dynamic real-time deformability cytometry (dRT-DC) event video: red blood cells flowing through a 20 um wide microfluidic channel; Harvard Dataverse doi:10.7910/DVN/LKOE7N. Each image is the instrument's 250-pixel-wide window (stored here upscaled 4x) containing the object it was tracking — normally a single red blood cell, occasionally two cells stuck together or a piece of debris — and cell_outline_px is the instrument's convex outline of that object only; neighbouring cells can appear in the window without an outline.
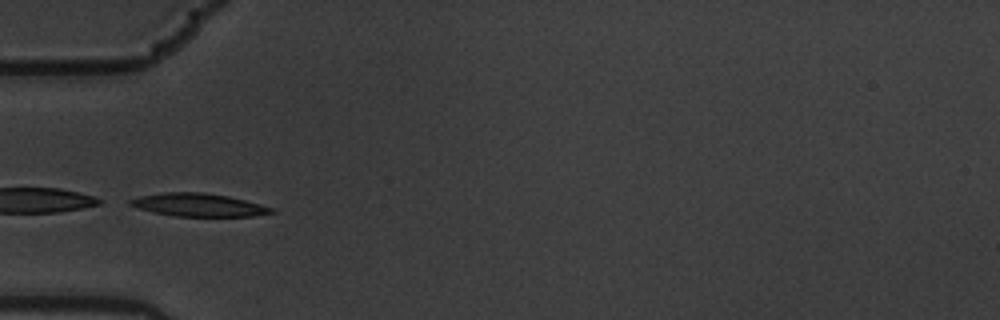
{"species": "common noctule bat (a hibernating species)", "species_latin": "Nyctalus noctula", "temperature_condition": "warm", "stored_images_in_passage": 10, "camera_frame_rate_fps": 3000, "um_per_image_px": 0.085, "animal": {"sex": "male", "body_mass_g": 19.5, "forearm_length_mm": 54.6}, "frame": {"image": 1, "passage_image": 4, "time_ms": 1.0, "image_size_px": [1000, 320], "cell_outline_px": [[276, 212], [256, 216], [176, 216], [136, 208], [128, 204], [128, 200], [140, 196], [164, 192], [200, 192], [228, 196], [260, 204], [272, 208]], "centroid_in_image_um": [16.86, 17.41], "position_along_channel_um": 68.1, "area_um2": 18.79}}
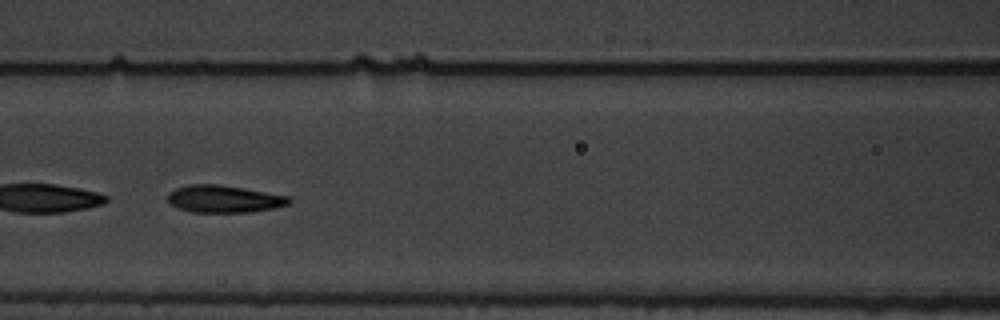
{"frame": {"image": 2, "passage_image": 6, "time_ms": 1.667, "image_size_px": [1000, 320], "cell_outline_px": [[292, 200], [288, 204], [276, 208], [248, 212], [192, 212], [176, 208], [168, 200], [168, 192], [176, 188], [192, 184], [216, 184], [288, 196]], "centroid_in_image_um": [19.01, 16.92], "position_along_channel_um": 147.6, "area_um2": 19.07}}
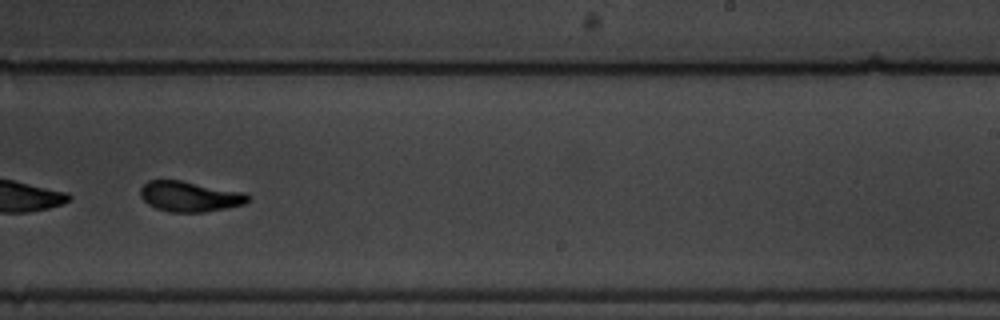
{"frame": {"image": 3, "passage_image": 9, "time_ms": 2.667, "image_size_px": [1000, 320], "cell_outline_px": [[252, 200], [244, 204], [228, 208], [204, 212], [172, 212], [156, 208], [148, 204], [140, 196], [140, 188], [148, 180], [180, 180], [244, 192], [252, 196]], "centroid_in_image_um": [16.17, 16.7], "position_along_channel_um": 272.8, "area_um2": 19.19}}